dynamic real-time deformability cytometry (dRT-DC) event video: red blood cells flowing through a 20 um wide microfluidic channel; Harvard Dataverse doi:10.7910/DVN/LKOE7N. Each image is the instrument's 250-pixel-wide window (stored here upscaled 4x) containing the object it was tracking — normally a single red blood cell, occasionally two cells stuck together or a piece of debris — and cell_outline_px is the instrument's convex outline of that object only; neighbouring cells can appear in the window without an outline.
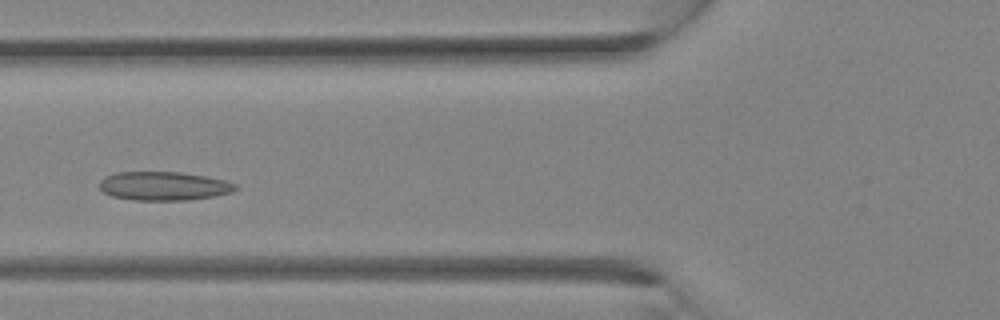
{"species": "Egyptian fruit bat (a non-hibernating species)", "species_latin": "Rousettus aegyptiacus", "temperature_condition": "room temperature", "stored_images_in_passage": 23, "camera_frame_rate_fps": 3000, "um_per_image_px": 0.085, "animal": {"sex": "female"}, "frame": {"image": 1, "passage_image": 3, "time_ms": 0.667, "image_size_px": [1000, 320], "cell_outline_px": [[240, 188], [232, 192], [212, 196], [188, 200], [132, 200], [112, 196], [104, 192], [100, 188], [100, 180], [104, 176], [116, 172], [180, 172], [208, 176], [240, 184]], "centroid_in_image_um": [13.96, 15.8], "position_along_channel_um": 111.8, "area_um2": 23.0}}
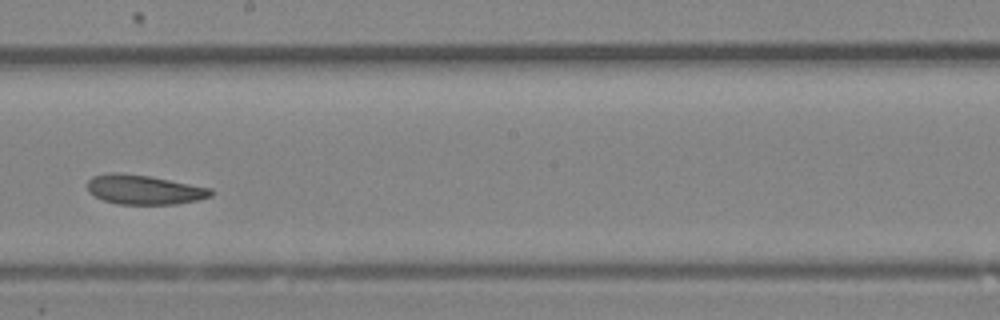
{"frame": {"image": 2, "passage_image": 9, "time_ms": 2.667, "image_size_px": [1000, 320], "cell_outline_px": [[216, 192], [212, 196], [196, 200], [176, 204], [116, 204], [104, 200], [88, 192], [88, 180], [92, 176], [108, 172], [120, 172], [148, 176], [212, 188]], "centroid_in_image_um": [12.25, 16.11], "position_along_channel_um": 235.9, "area_um2": 21.27}}
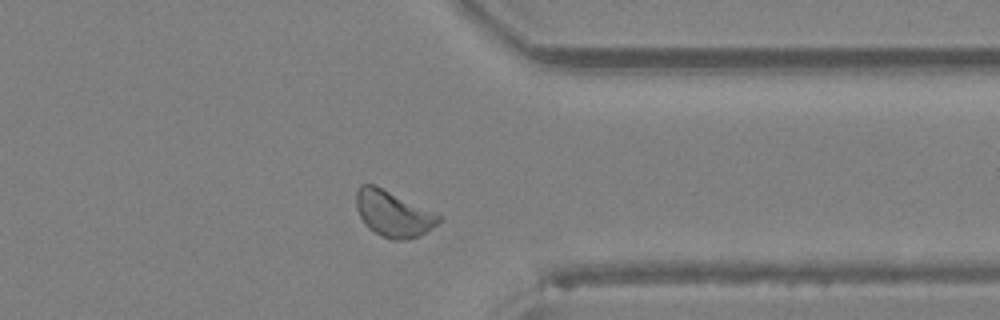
{"frame": {"image": 3, "passage_image": 16, "time_ms": 5.0, "image_size_px": [1000, 320], "cell_outline_px": [[444, 216], [432, 228], [420, 236], [408, 240], [392, 240], [380, 236], [368, 228], [364, 224], [356, 208], [356, 192], [360, 184], [372, 184]], "centroid_in_image_um": [33.41, 18.2], "position_along_channel_um": 378.0, "area_um2": 22.08}}